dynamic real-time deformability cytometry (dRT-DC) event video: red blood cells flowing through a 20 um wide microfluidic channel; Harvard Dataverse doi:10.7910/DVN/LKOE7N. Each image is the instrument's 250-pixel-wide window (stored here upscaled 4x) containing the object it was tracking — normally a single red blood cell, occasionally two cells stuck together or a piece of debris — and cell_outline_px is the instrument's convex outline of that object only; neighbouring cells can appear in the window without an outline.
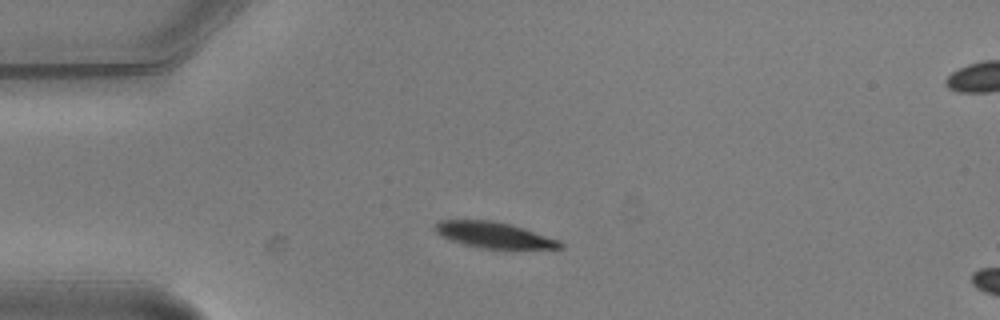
{"species": "common noctule bat (a hibernating species)", "species_latin": "Nyctalus noctula", "temperature_condition": "warm", "stored_images_in_passage": 2, "camera_frame_rate_fps": 3000, "um_per_image_px": 0.085, "animal": {"sex": "male", "body_mass_g": 20.5, "forearm_length_mm": 52.5}, "frame": {"image": 1, "passage_image": 1, "time_ms": 0.0, "image_size_px": [1000, 320], "cell_outline_px": [[564, 248], [484, 248], [464, 244], [452, 240], [436, 232], [436, 224], [440, 220], [492, 220], [512, 224], [560, 240], [564, 244]], "centroid_in_image_um": [42.04, 19.96], "position_along_channel_um": 43.0, "area_um2": 18.55}}